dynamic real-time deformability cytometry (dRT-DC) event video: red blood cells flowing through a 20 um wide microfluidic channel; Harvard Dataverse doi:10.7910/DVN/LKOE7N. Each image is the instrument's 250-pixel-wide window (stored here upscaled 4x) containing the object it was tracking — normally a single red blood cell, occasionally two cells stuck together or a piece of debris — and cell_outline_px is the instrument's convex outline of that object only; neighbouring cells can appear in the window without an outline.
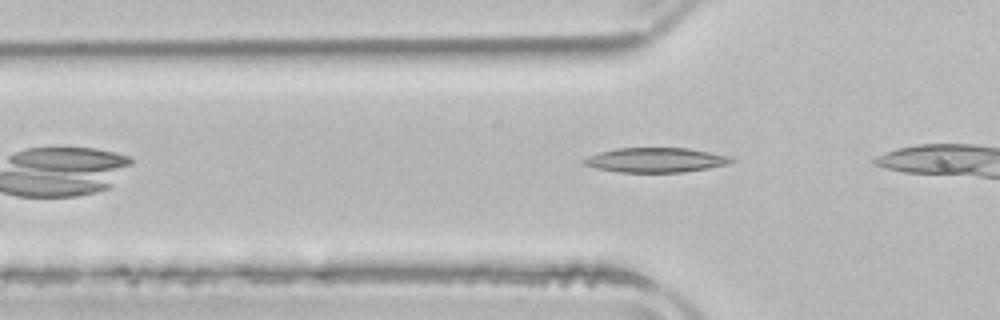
{"species": "common noctule bat (a hibernating species)", "species_latin": "Nyctalus noctula", "temperature_condition": "room temperature", "stored_images_in_passage": 7, "camera_frame_rate_fps": 3000, "um_per_image_px": 0.085, "animal": {"sex": "male", "body_mass_g": 21.5, "forearm_length_mm": 52.0}, "frame": {"image": 1, "passage_image": 2, "time_ms": 0.333, "image_size_px": [1000, 320], "cell_outline_px": [[736, 160], [732, 164], [684, 172], [620, 172], [596, 168], [584, 164], [584, 160], [588, 156], [600, 152], [616, 148], [688, 148], [732, 156]], "centroid_in_image_um": [55.83, 13.6], "position_along_channel_um": 70.0, "area_um2": 21.21}}
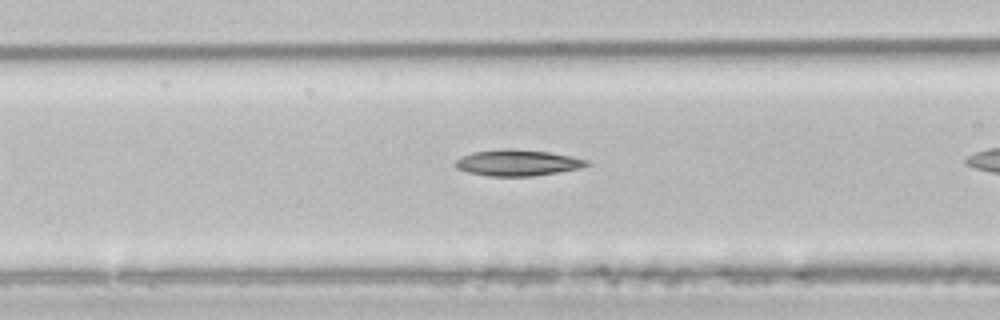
{"frame": {"image": 2, "passage_image": 6, "time_ms": 1.667, "image_size_px": [1000, 320], "cell_outline_px": [[592, 164], [580, 168], [532, 176], [488, 176], [468, 172], [456, 168], [456, 160], [472, 152], [500, 148], [508, 148], [548, 152], [572, 156], [588, 160]], "centroid_in_image_um": [44.0, 13.83], "position_along_channel_um": 122.6, "area_um2": 19.94}}